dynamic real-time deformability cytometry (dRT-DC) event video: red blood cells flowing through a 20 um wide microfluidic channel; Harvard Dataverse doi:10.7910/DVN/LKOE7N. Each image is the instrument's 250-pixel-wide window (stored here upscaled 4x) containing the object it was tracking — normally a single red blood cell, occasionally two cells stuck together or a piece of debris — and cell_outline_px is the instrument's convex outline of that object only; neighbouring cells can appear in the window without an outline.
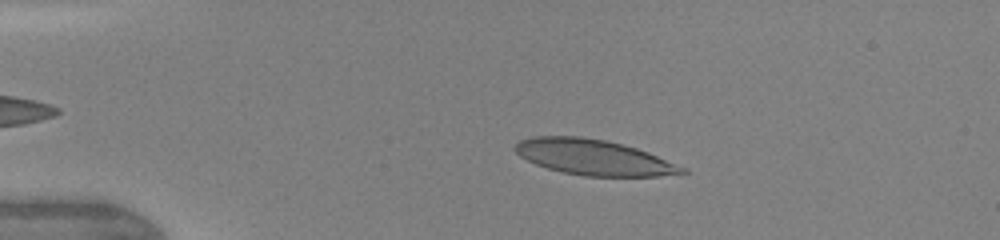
{"species": "human", "species_latin": "Homo sapiens", "temperature_condition": "warm", "stored_images_in_passage": 53, "camera_frame_rate_fps": 3000, "um_per_image_px": 0.085, "donor": {"sex": "female"}, "frame": {"image": 1, "passage_image": 13, "time_ms": 3.0, "image_size_px": [1000, 240], "cell_outline_px": [[688, 172], [660, 176], [584, 176], [560, 172], [536, 164], [520, 156], [512, 148], [520, 140], [532, 136], [580, 136], [604, 140], [636, 148], [648, 152], [688, 168]], "centroid_in_image_um": [50.46, 13.37], "position_along_channel_um": 34.5, "area_um2": 34.51}}
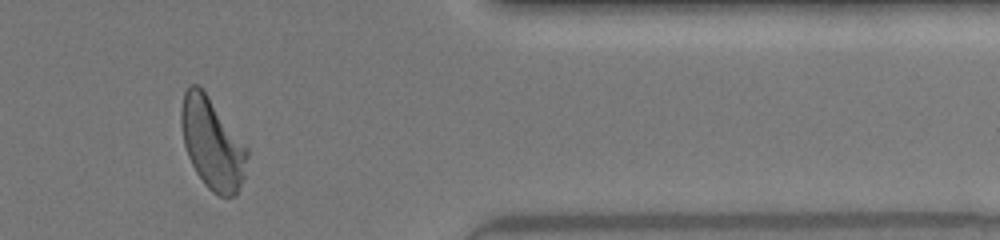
{"frame": {"image": 2, "passage_image": 45, "time_ms": 13.0, "image_size_px": [1000, 240], "cell_outline_px": [[248, 156], [244, 176], [236, 196], [220, 196], [212, 192], [204, 184], [196, 172], [188, 156], [184, 144], [180, 124], [180, 108], [184, 92], [192, 84], [196, 84], [208, 96], [248, 148]], "centroid_in_image_um": [18.03, 12.22], "position_along_channel_um": 393.4, "area_um2": 34.8}}
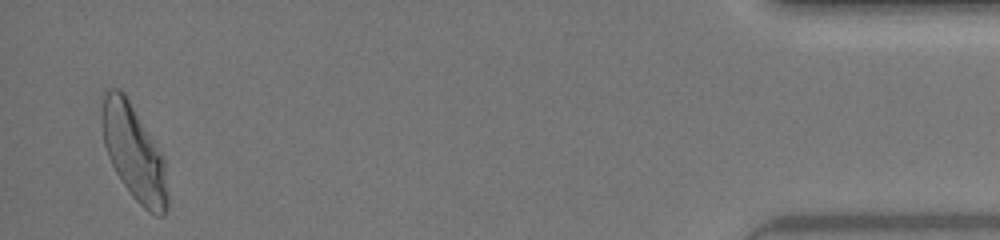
{"frame": {"image": 3, "passage_image": 52, "time_ms": 15.0, "image_size_px": [1000, 240], "cell_outline_px": [[168, 204], [164, 216], [156, 216], [148, 212], [132, 196], [116, 172], [108, 156], [104, 144], [100, 124], [100, 116], [104, 92], [108, 88], [120, 88], [124, 92], [160, 152], [164, 160], [168, 196]], "centroid_in_image_um": [11.35, 12.96], "position_along_channel_um": 423.8, "area_um2": 36.24}, "authors_computed_cell_mechanics": {"area_um2": 34.4488, "velocity_mm_per_s": 4.2865, "shape_relaxation_time_tau1_ms": 4.9346, "shape_relaxation_time_tau2_ms": 0.8491, "deformation_change_tau1": 0.2061, "deformation_change_tau2": 0.0792}}